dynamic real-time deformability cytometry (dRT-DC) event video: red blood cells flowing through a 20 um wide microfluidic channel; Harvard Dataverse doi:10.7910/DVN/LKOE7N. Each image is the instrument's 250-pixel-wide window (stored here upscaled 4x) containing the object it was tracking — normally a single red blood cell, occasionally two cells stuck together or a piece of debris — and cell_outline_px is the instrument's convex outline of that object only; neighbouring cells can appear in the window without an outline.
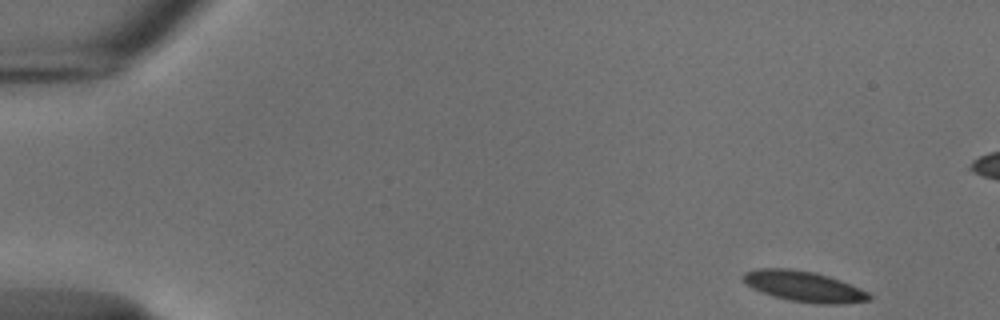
{"species": "common noctule bat (a hibernating species)", "species_latin": "Nyctalus noctula", "temperature_condition": "cold", "stored_images_in_passage": 13, "camera_frame_rate_fps": 3000, "um_per_image_px": 0.085, "animal": {"sex": "male", "body_mass_g": 18.8}, "frame": {"image": 1, "passage_image": 1, "time_ms": 0.0, "image_size_px": [1000, 320], "cell_outline_px": [[872, 300], [840, 304], [816, 304], [788, 300], [772, 296], [752, 288], [744, 284], [740, 276], [744, 272], [756, 268], [788, 268], [816, 272], [840, 280], [860, 288], [868, 292], [872, 296]], "centroid_in_image_um": [68.29, 24.34], "position_along_channel_um": 16.7, "area_um2": 22.83}}